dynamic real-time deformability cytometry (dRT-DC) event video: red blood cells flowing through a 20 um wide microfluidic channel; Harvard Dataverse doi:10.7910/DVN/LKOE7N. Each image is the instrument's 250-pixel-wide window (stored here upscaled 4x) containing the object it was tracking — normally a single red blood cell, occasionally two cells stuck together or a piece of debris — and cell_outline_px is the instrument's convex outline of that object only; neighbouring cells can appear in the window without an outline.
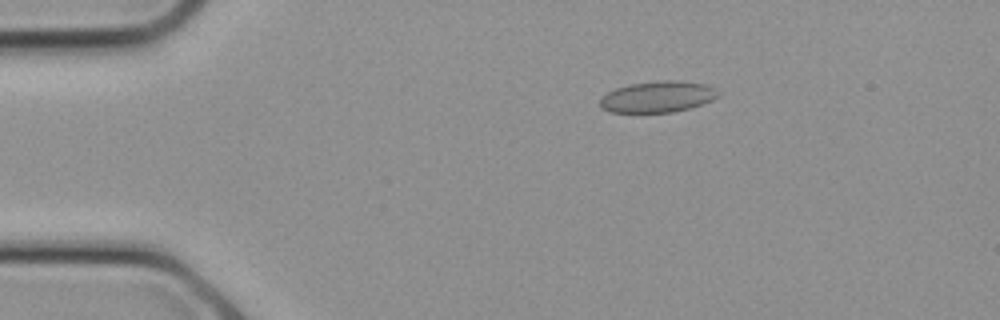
{"species": "common noctule bat (a hibernating species)", "species_latin": "Nyctalus noctula", "temperature_condition": "cold", "stored_images_in_passage": 13, "camera_frame_rate_fps": 3000, "um_per_image_px": 0.085, "animal": {"sex": "female", "body_mass_g": 21.9}, "frame": {"image": 1, "passage_image": 5, "time_ms": 1.333, "image_size_px": [1000, 320], "cell_outline_px": [[720, 96], [712, 100], [688, 108], [672, 112], [608, 112], [600, 108], [600, 100], [608, 92], [616, 88], [632, 84], [660, 80], [680, 80], [704, 84], [712, 88]], "centroid_in_image_um": [55.87, 8.23], "position_along_channel_um": 29.1, "area_um2": 21.21}}
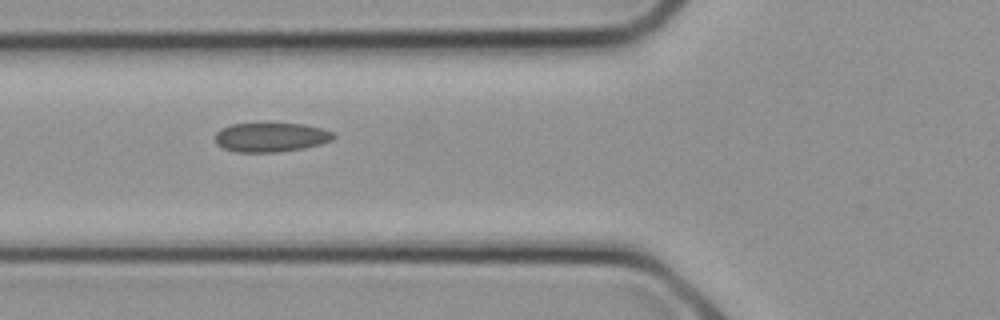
{"frame": {"image": 2, "passage_image": 10, "time_ms": 3.0, "image_size_px": [1000, 320], "cell_outline_px": [[336, 136], [332, 140], [320, 144], [304, 148], [280, 152], [236, 152], [224, 148], [216, 144], [216, 132], [220, 128], [232, 124], [304, 124], [320, 128], [332, 132]], "centroid_in_image_um": [23.02, 11.67], "position_along_channel_um": 102.8, "area_um2": 20.06}}
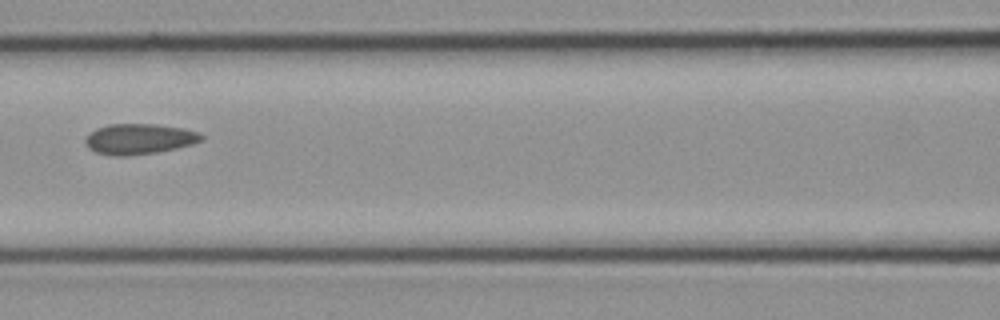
{"frame": {"image": 3, "passage_image": 12, "time_ms": 3.667, "image_size_px": [1000, 320], "cell_outline_px": [[204, 140], [192, 144], [160, 152], [128, 156], [112, 156], [96, 152], [88, 148], [84, 144], [84, 140], [96, 128], [108, 124], [152, 124], [184, 128], [200, 132], [204, 136]], "centroid_in_image_um": [11.85, 11.82], "position_along_channel_um": 154.8, "area_um2": 20.87}}